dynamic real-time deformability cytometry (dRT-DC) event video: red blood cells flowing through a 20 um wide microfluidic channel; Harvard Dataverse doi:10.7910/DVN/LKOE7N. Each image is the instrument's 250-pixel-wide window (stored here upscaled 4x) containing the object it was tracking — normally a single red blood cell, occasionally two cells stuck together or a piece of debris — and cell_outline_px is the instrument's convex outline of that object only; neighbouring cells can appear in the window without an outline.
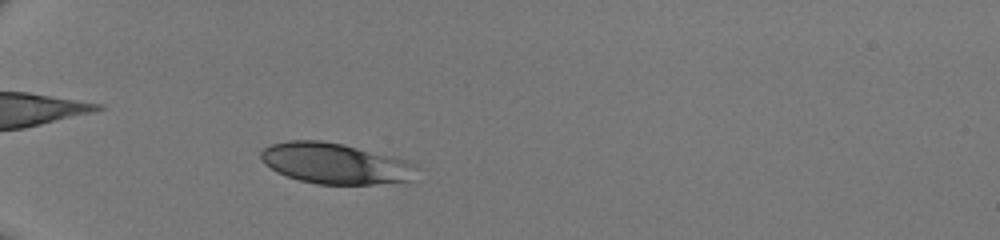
{"species": "human", "species_latin": "Homo sapiens", "temperature_condition": "room temperature", "stored_images_in_passage": 39, "camera_frame_rate_fps": 3000, "um_per_image_px": 0.085, "donor": {"sex": "male"}, "frame": {"image": 1, "passage_image": 7, "time_ms": 2.0, "image_size_px": [1000, 240], "cell_outline_px": [[420, 168], [408, 180], [372, 184], [316, 184], [300, 180], [276, 172], [264, 164], [260, 156], [260, 152], [268, 144], [288, 140], [320, 140], [344, 144], [396, 156], [416, 164]], "centroid_in_image_um": [28.47, 13.87], "position_along_channel_um": 56.5, "area_um2": 37.28}}
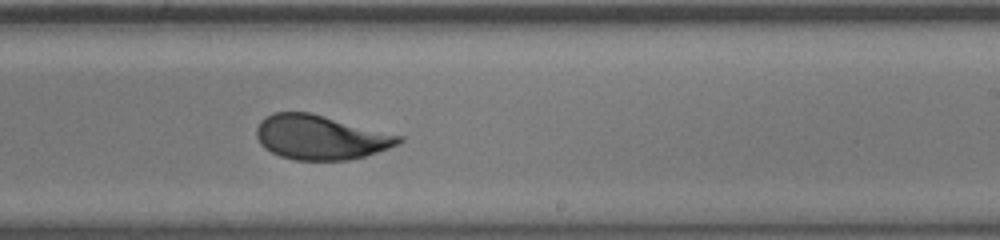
{"frame": {"image": 2, "passage_image": 23, "time_ms": 7.333, "image_size_px": [1000, 240], "cell_outline_px": [[404, 140], [400, 144], [364, 156], [348, 160], [292, 160], [280, 156], [264, 148], [260, 144], [256, 136], [256, 128], [260, 120], [272, 112], [308, 112], [404, 136]], "centroid_in_image_um": [27.22, 11.67], "position_along_channel_um": 261.8, "area_um2": 36.88}}
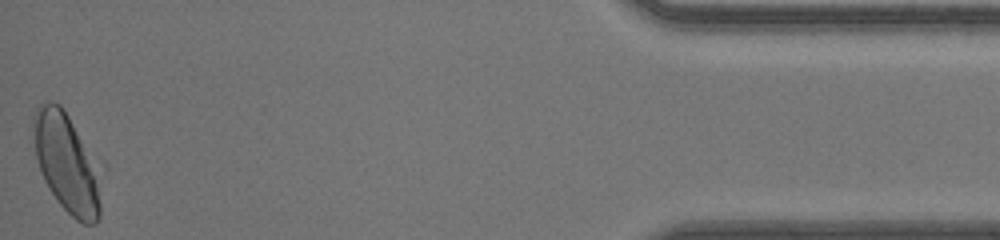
{"frame": {"image": 3, "passage_image": 39, "time_ms": 12.667, "image_size_px": [1000, 240], "cell_outline_px": [[108, 164], [100, 216], [96, 224], [84, 224], [76, 220], [56, 200], [48, 188], [40, 172], [36, 160], [32, 128], [32, 116], [36, 108], [40, 104], [48, 100], [52, 100], [60, 104]], "centroid_in_image_um": [5.85, 13.83], "position_along_channel_um": 429.3, "area_um2": 43.06}}